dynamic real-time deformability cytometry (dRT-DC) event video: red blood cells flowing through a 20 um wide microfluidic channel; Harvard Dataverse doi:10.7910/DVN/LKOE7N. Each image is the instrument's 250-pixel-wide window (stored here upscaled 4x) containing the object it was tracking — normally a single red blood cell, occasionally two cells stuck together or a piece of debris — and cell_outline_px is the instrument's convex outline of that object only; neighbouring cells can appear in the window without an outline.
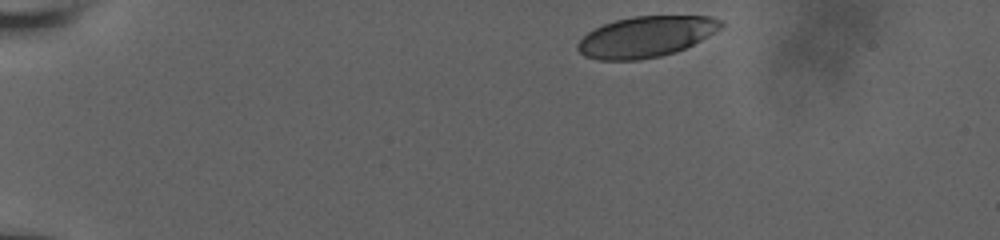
{"species": "human", "species_latin": "Homo sapiens", "temperature_condition": "room temperature", "stored_images_in_passage": 38, "camera_frame_rate_fps": 3000, "um_per_image_px": 0.085, "donor": {"sex": "male"}, "frame": {"image": 1, "passage_image": 1, "time_ms": 0.0, "image_size_px": [1000, 240], "cell_outline_px": [[724, 24], [720, 28], [700, 40], [676, 52], [660, 56], [640, 60], [596, 60], [584, 56], [576, 48], [576, 44], [588, 32], [604, 24], [616, 20], [632, 16], [708, 16], [720, 20]], "centroid_in_image_um": [54.86, 3.13], "position_along_channel_um": 30.1, "area_um2": 33.87}}
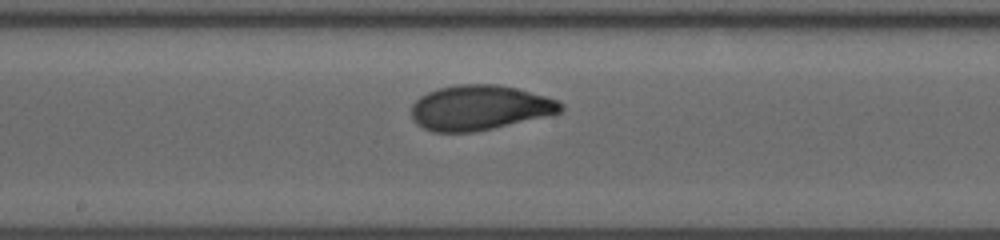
{"frame": {"image": 2, "passage_image": 22, "time_ms": 7.0, "image_size_px": [1000, 240], "cell_outline_px": [[564, 108], [560, 112], [544, 116], [492, 128], [472, 132], [432, 132], [416, 124], [412, 120], [412, 104], [420, 96], [436, 88], [456, 84], [496, 84], [516, 88], [544, 96], [556, 100], [564, 104]], "centroid_in_image_um": [40.71, 9.14], "position_along_channel_um": 207.5, "area_um2": 38.9}}
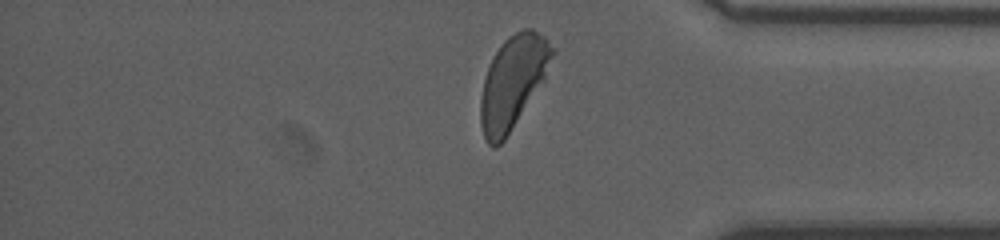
{"frame": {"image": 3, "passage_image": 37, "time_ms": 12.0, "image_size_px": [1000, 240], "cell_outline_px": [[556, 52], [544, 80], [504, 140], [496, 148], [492, 148], [488, 144], [484, 136], [480, 124], [480, 100], [484, 80], [488, 68], [500, 44], [508, 36], [524, 28], [532, 28], [544, 36], [556, 48]], "centroid_in_image_um": [43.61, 6.96], "position_along_channel_um": 391.6, "area_um2": 38.49}, "authors_computed_cell_mechanics": {"area_um2": 38.2636, "velocity_mm_per_s": 3.9201, "shape_relaxation_time_tau1_ms": 3.0004, "shape_relaxation_time_tau2_ms": 0.78, "deformation_change_tau1": 0.133, "deformation_change_tau2": 0.0533}}